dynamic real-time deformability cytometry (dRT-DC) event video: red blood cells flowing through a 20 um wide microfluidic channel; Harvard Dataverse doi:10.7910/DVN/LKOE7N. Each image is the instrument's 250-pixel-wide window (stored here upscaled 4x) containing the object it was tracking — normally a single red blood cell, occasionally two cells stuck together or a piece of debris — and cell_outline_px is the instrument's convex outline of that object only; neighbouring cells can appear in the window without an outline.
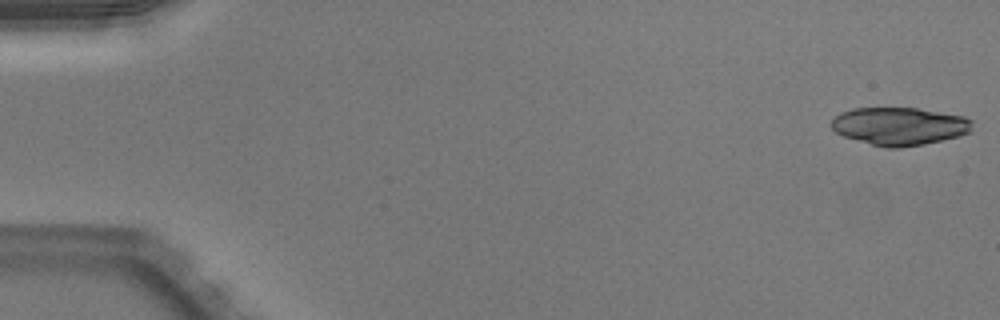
{"species": "Egyptian fruit bat (a non-hibernating species)", "species_latin": "Rousettus aegyptiacus", "temperature_condition": "warm", "stored_images_in_passage": 50, "camera_frame_rate_fps": 3000, "um_per_image_px": 0.085, "animal": {"sex": "male"}, "frame": {"image": 1, "passage_image": 1, "time_ms": 0.0, "image_size_px": [1000, 320], "cell_outline_px": [[972, 132], [960, 136], [924, 144], [900, 148], [888, 148], [872, 144], [844, 136], [836, 132], [832, 128], [832, 120], [840, 112], [852, 108], [916, 108], [964, 116], [972, 120]], "centroid_in_image_um": [76.49, 10.72], "position_along_channel_um": 8.5, "area_um2": 31.04}}
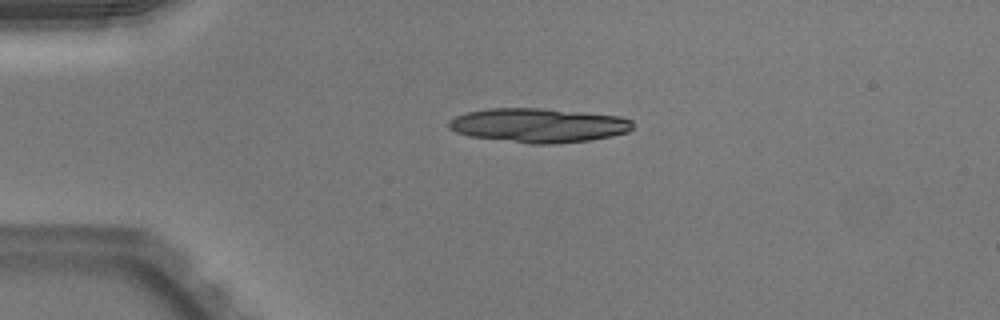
{"frame": {"image": 2, "passage_image": 12, "time_ms": 3.667, "image_size_px": [1000, 320], "cell_outline_px": [[632, 128], [628, 132], [612, 136], [592, 140], [556, 144], [528, 144], [468, 136], [456, 132], [448, 128], [448, 120], [456, 116], [468, 112], [488, 108], [540, 108], [620, 116], [632, 120]], "centroid_in_image_um": [45.76, 10.66], "position_along_channel_um": 39.2, "area_um2": 36.93}, "authors_computed_cell_mechanics": {"area_um2": 23.6113, "velocity_mm_per_s": 4.0153, "shape_relaxation_time_tau1_ms": null, "shape_relaxation_time_tau2_ms": 5.8795, "deformation_change_tau1": null, "deformation_change_tau2": 0.1578}}